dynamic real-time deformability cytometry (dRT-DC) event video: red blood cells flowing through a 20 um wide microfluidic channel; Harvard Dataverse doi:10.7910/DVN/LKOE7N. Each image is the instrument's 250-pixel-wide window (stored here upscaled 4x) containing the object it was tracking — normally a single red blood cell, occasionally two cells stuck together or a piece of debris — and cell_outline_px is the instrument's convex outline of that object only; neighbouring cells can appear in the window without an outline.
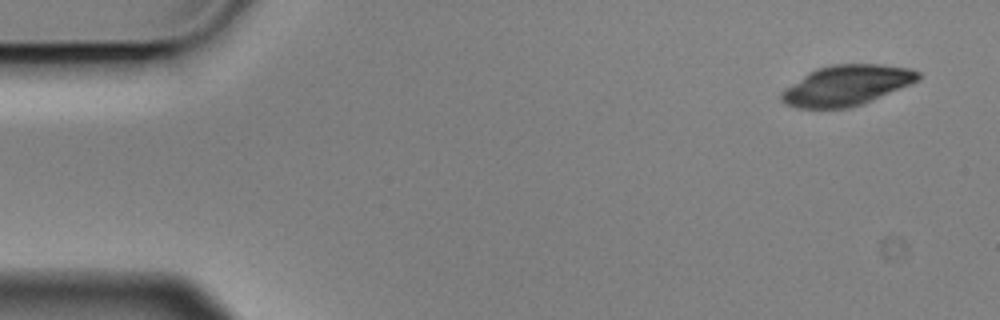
{"species": "Egyptian fruit bat (a non-hibernating species)", "species_latin": "Rousettus aegyptiacus", "temperature_condition": "cold", "stored_images_in_passage": 5, "camera_frame_rate_fps": 3000, "um_per_image_px": 0.085, "animal": {"sex": "male"}, "frame": {"image": 1, "passage_image": 1, "time_ms": 0.0, "image_size_px": [1000, 320], "cell_outline_px": [[920, 80], [872, 100], [852, 108], [796, 108], [784, 104], [780, 100], [780, 92], [784, 88], [808, 72], [816, 68], [832, 64], [880, 64], [908, 68], [920, 72]], "centroid_in_image_um": [71.91, 7.26], "position_along_channel_um": 13.1, "area_um2": 32.31}}
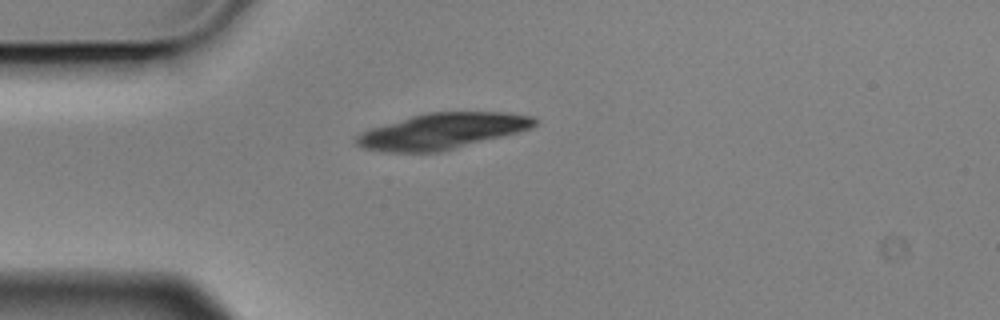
{"frame": {"image": 2, "passage_image": 4, "time_ms": 1.0, "image_size_px": [1000, 320], "cell_outline_px": [[536, 124], [532, 128], [440, 152], [388, 152], [364, 148], [356, 144], [356, 136], [360, 132], [368, 128], [412, 116], [428, 112], [508, 112], [532, 116], [536, 120]], "centroid_in_image_um": [37.56, 11.14], "position_along_channel_um": 47.4, "area_um2": 36.99}}